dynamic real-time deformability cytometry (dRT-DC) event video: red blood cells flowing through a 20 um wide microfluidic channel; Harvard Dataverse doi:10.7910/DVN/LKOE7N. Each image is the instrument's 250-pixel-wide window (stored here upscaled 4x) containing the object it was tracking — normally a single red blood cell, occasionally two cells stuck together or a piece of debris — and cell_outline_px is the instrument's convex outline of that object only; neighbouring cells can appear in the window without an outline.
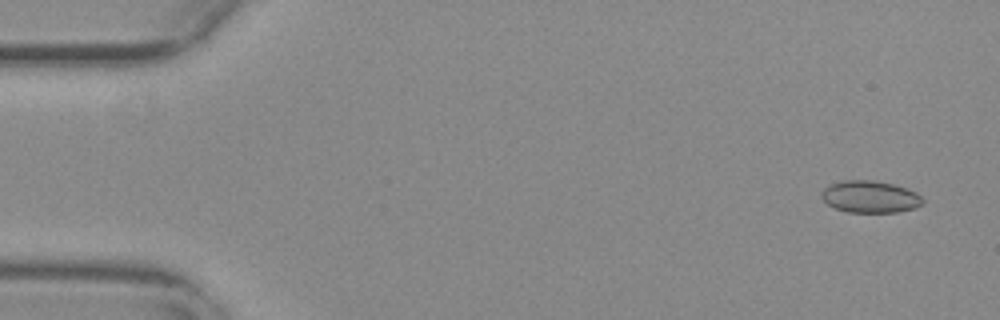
{"species": "common noctule bat (a hibernating species)", "species_latin": "Nyctalus noctula", "temperature_condition": "warm", "stored_images_in_passage": 55, "camera_frame_rate_fps": 3000, "um_per_image_px": 0.085, "animal": {"sex": "female", "body_mass_g": 29.2, "forearm_length_mm": 56.3}, "frame": {"image": 1, "passage_image": 3, "time_ms": 0.667, "image_size_px": [1000, 320], "cell_outline_px": [[924, 200], [916, 208], [896, 212], [848, 212], [836, 208], [828, 204], [820, 196], [820, 192], [824, 188], [840, 180], [876, 180], [896, 184], [908, 188], [916, 192]], "centroid_in_image_um": [73.96, 16.71], "position_along_channel_um": 11.0, "area_um2": 19.02}}
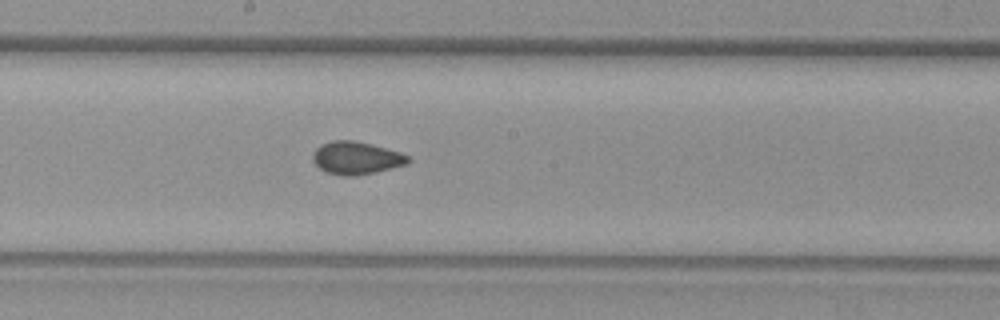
{"frame": {"image": 2, "passage_image": 30, "time_ms": 9.667, "image_size_px": [1000, 320], "cell_outline_px": [[412, 160], [408, 164], [376, 172], [356, 176], [344, 176], [324, 172], [312, 160], [312, 156], [316, 148], [320, 144], [332, 140], [352, 140], [400, 152], [408, 156]], "centroid_in_image_um": [30.27, 13.44], "position_along_channel_um": 217.9, "area_um2": 18.21}}
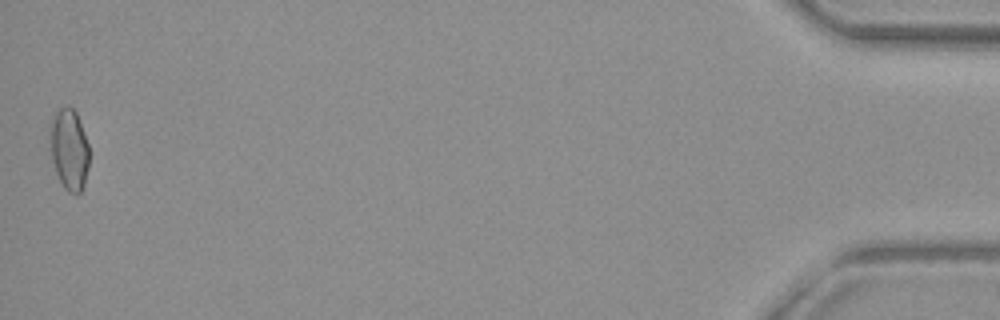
{"frame": {"image": 3, "passage_image": 55, "time_ms": 18.0, "image_size_px": [1000, 320], "cell_outline_px": [[88, 168], [84, 184], [80, 192], [76, 196], [68, 192], [64, 188], [56, 172], [52, 160], [52, 120], [56, 112], [60, 108], [68, 104], [76, 112], [88, 144]], "centroid_in_image_um": [5.91, 12.74], "position_along_channel_um": 429.3, "area_um2": 18.03}, "authors_computed_cell_mechanics": {"area_um2": 17.918, "velocity_mm_per_s": 3.751, "shape_relaxation_time_tau1_ms": null, "shape_relaxation_time_tau2_ms": 1.6076, "deformation_change_tau1": null, "deformation_change_tau2": 0.0489}}